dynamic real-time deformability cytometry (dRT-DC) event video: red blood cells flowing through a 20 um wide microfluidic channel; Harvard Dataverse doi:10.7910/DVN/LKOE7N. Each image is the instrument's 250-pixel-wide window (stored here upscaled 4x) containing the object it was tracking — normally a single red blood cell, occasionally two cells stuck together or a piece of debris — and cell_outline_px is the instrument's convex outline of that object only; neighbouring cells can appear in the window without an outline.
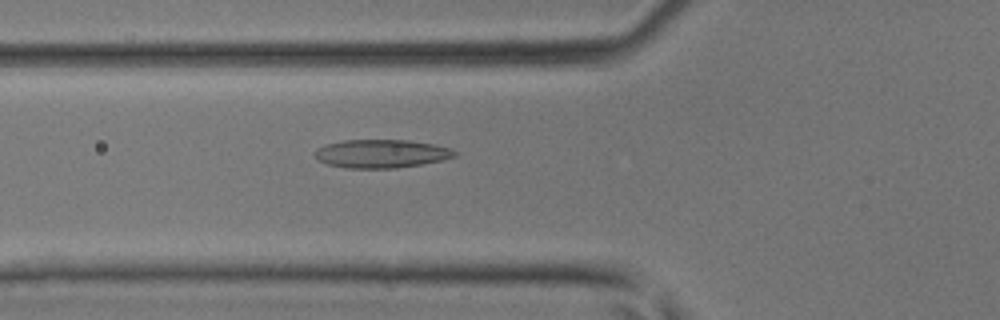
{"species": "common noctule bat (a hibernating species)", "species_latin": "Nyctalus noctula", "temperature_condition": "room temperature", "stored_images_in_passage": 32, "camera_frame_rate_fps": 3000, "um_per_image_px": 0.085, "animal": {"sex": "male", "body_mass_g": 17.9, "forearm_length_mm": 54.2}, "frame": {"image": 1, "passage_image": 4, "time_ms": 1.0, "image_size_px": [1000, 320], "cell_outline_px": [[456, 156], [444, 160], [396, 168], [348, 168], [328, 164], [320, 160], [316, 156], [316, 148], [324, 144], [344, 140], [408, 140], [436, 144], [448, 148], [456, 152]], "centroid_in_image_um": [32.43, 13.05], "position_along_channel_um": 93.4, "area_um2": 23.0}}
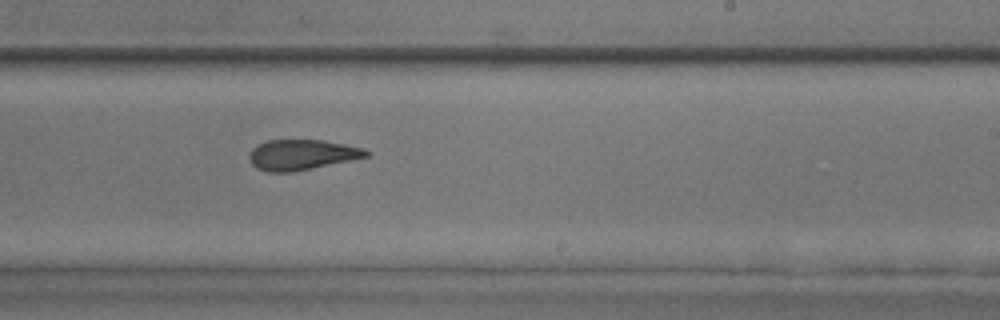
{"frame": {"image": 2, "passage_image": 15, "time_ms": 4.667, "image_size_px": [1000, 320], "cell_outline_px": [[368, 156], [312, 168], [292, 172], [268, 172], [256, 168], [252, 164], [248, 156], [252, 148], [256, 144], [268, 140], [324, 140], [364, 148], [368, 152]], "centroid_in_image_um": [25.59, 13.15], "position_along_channel_um": 263.4, "area_um2": 20.58}}
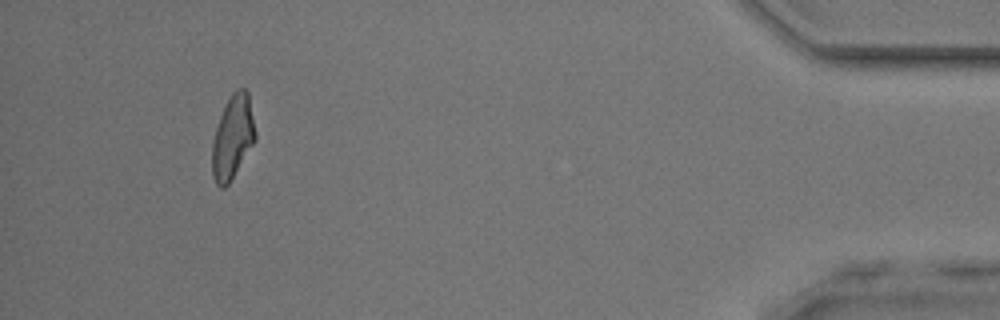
{"frame": {"image": 3, "passage_image": 29, "time_ms": 9.333, "image_size_px": [1000, 320], "cell_outline_px": [[256, 140], [228, 184], [224, 188], [220, 188], [216, 184], [212, 176], [212, 140], [220, 116], [232, 92], [236, 88], [244, 88], [248, 92], [256, 132]], "centroid_in_image_um": [19.78, 11.67], "position_along_channel_um": 415.4, "area_um2": 20.98}}